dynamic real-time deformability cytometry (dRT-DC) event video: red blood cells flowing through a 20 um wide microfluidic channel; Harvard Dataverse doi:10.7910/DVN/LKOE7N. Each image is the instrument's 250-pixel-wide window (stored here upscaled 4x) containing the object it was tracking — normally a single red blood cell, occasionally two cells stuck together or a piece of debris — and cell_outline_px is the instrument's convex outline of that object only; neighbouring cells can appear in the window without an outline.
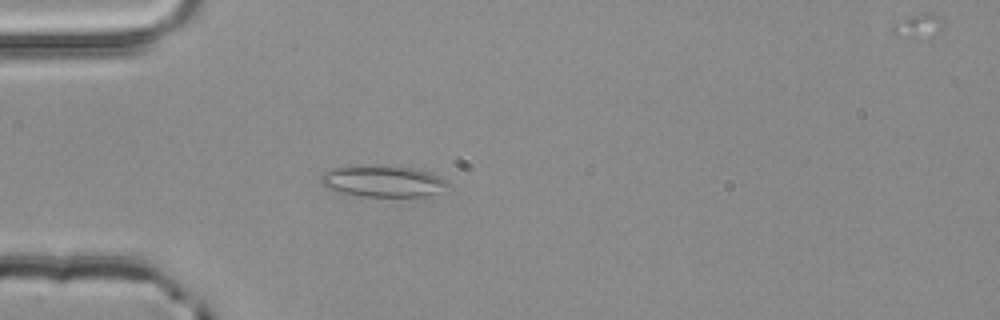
{"species": "common noctule bat (a hibernating species)", "species_latin": "Nyctalus noctula", "temperature_condition": "room temperature", "stored_images_in_passage": 2, "camera_frame_rate_fps": 3000, "um_per_image_px": 0.085, "animal": {"sex": "male", "body_mass_g": 20.4}, "frame": {"image": 1, "passage_image": 2, "time_ms": 0.333, "image_size_px": [1000, 320], "cell_outline_px": [[452, 184], [436, 192], [424, 196], [364, 196], [344, 192], [328, 188], [320, 180], [320, 176], [336, 168], [352, 164], [380, 164], [412, 168], [428, 172], [448, 180]], "centroid_in_image_um": [32.57, 15.36], "position_along_channel_um": 52.4, "area_um2": 23.18}}